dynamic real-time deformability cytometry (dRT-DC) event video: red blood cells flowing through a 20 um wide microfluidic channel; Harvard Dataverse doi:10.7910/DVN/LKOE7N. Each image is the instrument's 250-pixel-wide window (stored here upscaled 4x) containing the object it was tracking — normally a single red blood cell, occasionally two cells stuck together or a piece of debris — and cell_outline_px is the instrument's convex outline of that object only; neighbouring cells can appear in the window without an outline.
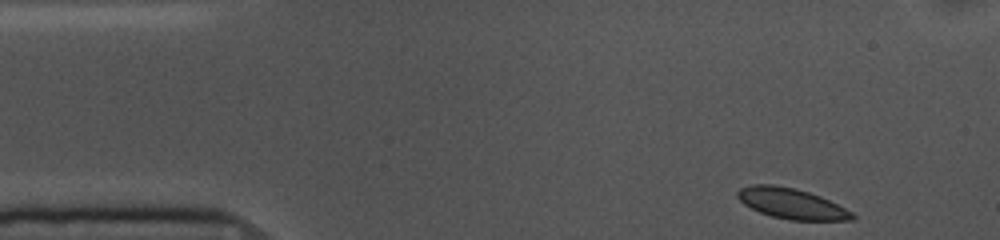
{"species": "common noctule bat (a hibernating species)", "species_latin": "Nyctalus noctula", "temperature_condition": "cold", "stored_images_in_passage": 51, "camera_frame_rate_fps": 3000, "um_per_image_px": 0.085, "animal": {"sex": "female", "body_mass_g": 10.0, "forearm_length_mm": 53.1}, "frame": {"image": 1, "passage_image": 1, "time_ms": 0.0, "image_size_px": [1000, 240], "cell_outline_px": [[856, 220], [792, 220], [772, 216], [760, 212], [744, 204], [736, 196], [736, 192], [740, 188], [752, 184], [772, 184], [796, 188], [820, 196], [852, 212], [856, 216]], "centroid_in_image_um": [67.26, 17.29], "position_along_channel_um": 17.7, "area_um2": 20.29}}
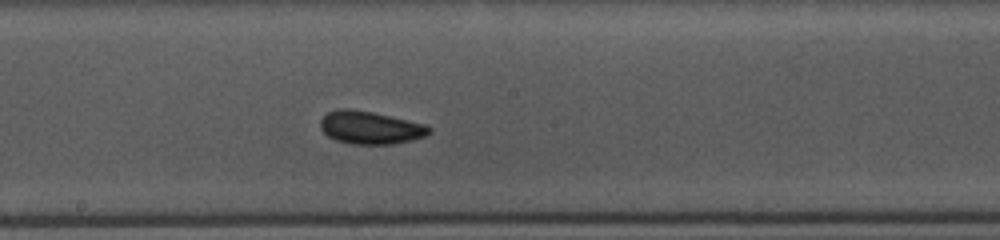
{"frame": {"image": 2, "passage_image": 24, "time_ms": 7.667, "image_size_px": [1000, 240], "cell_outline_px": [[432, 132], [424, 136], [412, 140], [392, 144], [352, 144], [336, 140], [328, 136], [320, 128], [320, 120], [328, 112], [336, 108], [348, 108], [372, 112], [424, 124], [432, 128]], "centroid_in_image_um": [31.45, 10.84], "position_along_channel_um": 216.7, "area_um2": 20.75}}
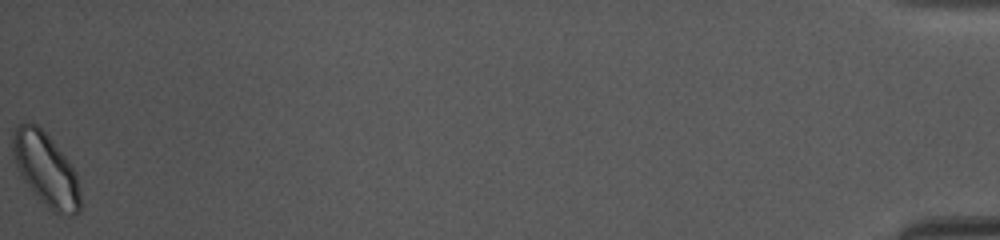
{"frame": {"image": 3, "passage_image": 51, "time_ms": 16.667, "image_size_px": [1000, 240], "cell_outline_px": [[80, 212], [72, 216], [52, 212], [40, 200], [20, 176], [12, 156], [12, 136], [16, 128], [24, 120], [36, 124], [52, 140], [68, 160], [76, 172], [80, 188]], "centroid_in_image_um": [3.9, 14.41], "position_along_channel_um": 431.3, "area_um2": 28.96}, "authors_computed_cell_mechanics": {"area_um2": 20.4034, "velocity_mm_per_s": 3.5589, "shape_relaxation_time_tau1_ms": 1.8564, "shape_relaxation_time_tau2_ms": 3.8325, "deformation_change_tau1": 0.0542, "deformation_change_tau2": 0.0546}}